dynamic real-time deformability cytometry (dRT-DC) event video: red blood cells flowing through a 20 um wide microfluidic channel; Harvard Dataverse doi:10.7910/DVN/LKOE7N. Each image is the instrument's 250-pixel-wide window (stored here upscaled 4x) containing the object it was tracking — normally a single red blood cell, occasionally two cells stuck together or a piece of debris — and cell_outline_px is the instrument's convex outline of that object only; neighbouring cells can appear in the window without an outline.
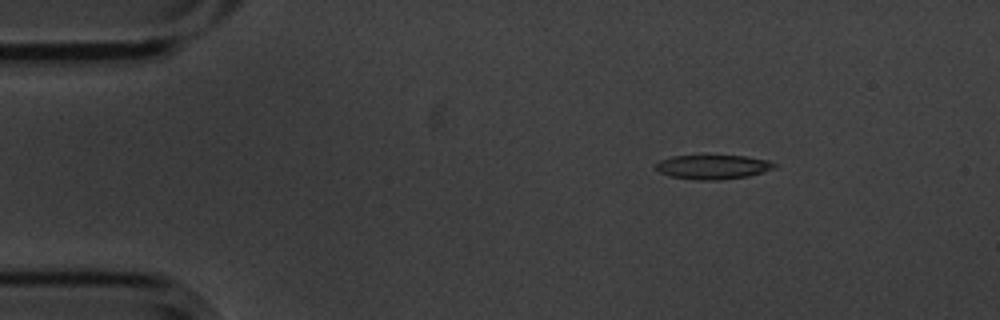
{"species": "common noctule bat (a hibernating species)", "species_latin": "Nyctalus noctula", "temperature_condition": "cold", "stored_images_in_passage": 48, "camera_frame_rate_fps": 3000, "um_per_image_px": 0.085, "animal": {"sex": "male", "body_mass_g": 20.1, "forearm_length_mm": 53.5}, "frame": {"image": 1, "passage_image": 1, "time_ms": 0.0, "image_size_px": [1000, 320], "cell_outline_px": [[776, 168], [748, 176], [720, 180], [696, 180], [672, 176], [660, 172], [656, 168], [656, 164], [660, 160], [672, 156], [748, 156], [768, 160], [776, 164]], "centroid_in_image_um": [60.63, 14.19], "position_along_channel_um": 24.4, "area_um2": 16.65}}
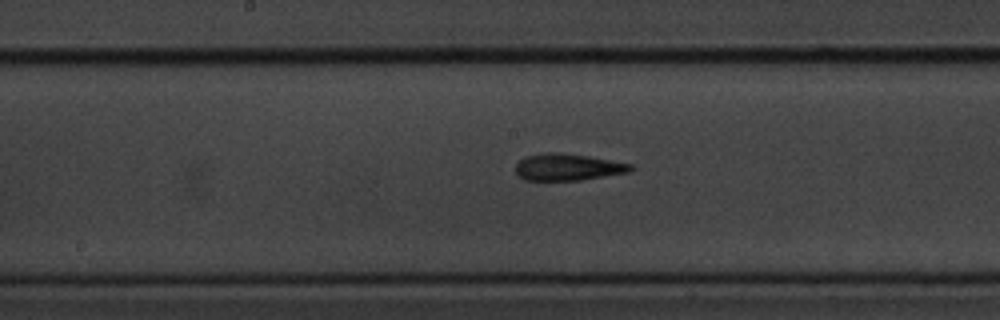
{"frame": {"image": 2, "passage_image": 21, "time_ms": 6.667, "image_size_px": [1000, 320], "cell_outline_px": [[636, 168], [628, 172], [580, 180], [524, 180], [516, 172], [516, 164], [524, 156], [544, 152], [560, 152], [588, 156], [632, 164]], "centroid_in_image_um": [48.25, 14.19], "position_along_channel_um": 200.0, "area_um2": 17.98}}
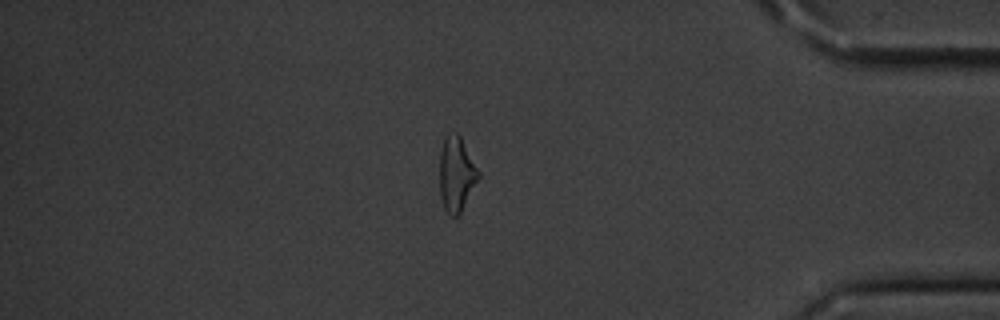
{"frame": {"image": 3, "passage_image": 40, "time_ms": 13.0, "image_size_px": [1000, 320], "cell_outline_px": [[480, 176], [460, 212], [456, 216], [452, 216], [444, 208], [440, 196], [440, 152], [444, 136], [456, 132], [460, 136], [480, 172]], "centroid_in_image_um": [38.78, 14.77], "position_along_channel_um": 396.4, "area_um2": 16.65}, "authors_computed_cell_mechanics": {"area_um2": 17.3978, "velocity_mm_per_s": 3.5969, "shape_relaxation_time_tau1_ms": 3.3076, "shape_relaxation_time_tau2_ms": 2.6693, "deformation_change_tau1": 0.1545, "deformation_change_tau2": 0.1442}}